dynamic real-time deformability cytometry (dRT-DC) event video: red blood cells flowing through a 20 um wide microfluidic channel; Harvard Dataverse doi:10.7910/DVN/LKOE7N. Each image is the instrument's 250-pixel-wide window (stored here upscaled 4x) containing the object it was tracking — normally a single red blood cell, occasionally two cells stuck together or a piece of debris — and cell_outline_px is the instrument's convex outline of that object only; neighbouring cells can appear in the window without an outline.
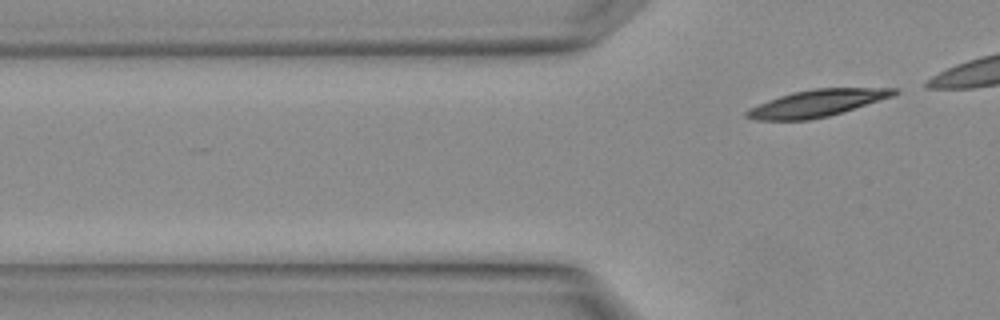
{"species": "Egyptian fruit bat (a non-hibernating species)", "species_latin": "Rousettus aegyptiacus", "temperature_condition": "warm", "stored_images_in_passage": 2, "segment_of_instrument_passage": [2, 2], "camera_frame_rate_fps": 3000, "um_per_image_px": 0.085, "animal": {"sex": "female"}, "frame": {"image": 1, "passage_image": 2, "time_ms": 0.333, "image_size_px": [1000, 320], "cell_outline_px": [[900, 92], [892, 96], [828, 116], [808, 120], [756, 120], [744, 116], [744, 112], [748, 108], [768, 100], [792, 92], [812, 88], [900, 88]], "centroid_in_image_um": [69.4, 8.77], "position_along_channel_um": 56.4, "area_um2": 23.0}}